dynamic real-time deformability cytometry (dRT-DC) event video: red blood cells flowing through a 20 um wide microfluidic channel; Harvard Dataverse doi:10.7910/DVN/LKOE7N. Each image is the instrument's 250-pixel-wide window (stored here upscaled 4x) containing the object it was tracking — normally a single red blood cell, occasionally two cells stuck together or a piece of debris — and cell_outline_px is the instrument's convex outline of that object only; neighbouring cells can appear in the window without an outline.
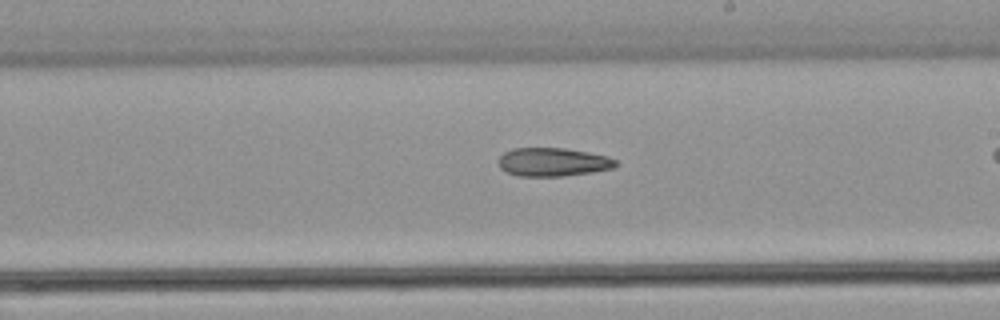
{"species": "common noctule bat (a hibernating species)", "species_latin": "Nyctalus noctula", "temperature_condition": "warm", "stored_images_in_passage": 20, "camera_frame_rate_fps": 3000, "um_per_image_px": 0.085, "animal": {"sex": "male", "body_mass_g": 21.5, "forearm_length_mm": 52.0}, "frame": {"image": 1, "passage_image": 12, "time_ms": 3.667, "image_size_px": [1000, 320], "cell_outline_px": [[616, 164], [612, 168], [592, 172], [564, 176], [516, 176], [500, 168], [500, 156], [504, 152], [512, 148], [564, 148], [588, 152], [608, 156], [616, 160]], "centroid_in_image_um": [46.99, 13.77], "position_along_channel_um": 242.0, "area_um2": 19.36}}